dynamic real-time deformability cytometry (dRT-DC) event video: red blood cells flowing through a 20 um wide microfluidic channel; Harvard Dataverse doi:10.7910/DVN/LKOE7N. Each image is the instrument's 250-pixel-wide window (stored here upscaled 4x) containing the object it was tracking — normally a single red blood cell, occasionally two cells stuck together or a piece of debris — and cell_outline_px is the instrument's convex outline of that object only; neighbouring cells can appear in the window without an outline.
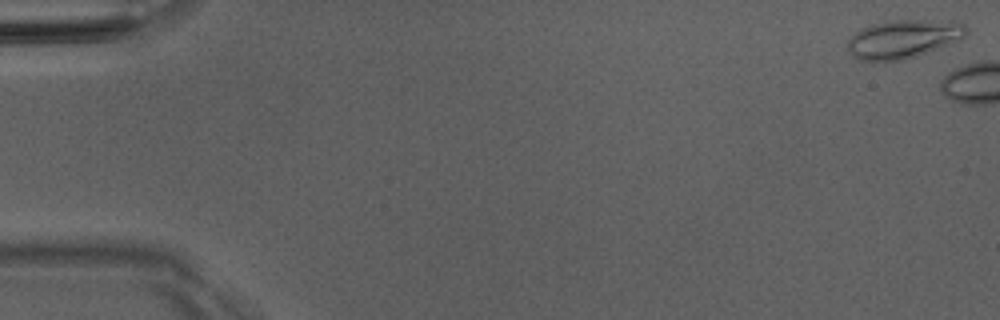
{"species": "Egyptian fruit bat (a non-hibernating species)", "species_latin": "Rousettus aegyptiacus", "temperature_condition": "room temperature", "stored_images_in_passage": 7, "camera_frame_rate_fps": 3000, "um_per_image_px": 0.085, "animal": {"sex": "male"}, "frame": {"image": 1, "passage_image": 1, "time_ms": 0.0, "image_size_px": [1000, 320], "cell_outline_px": [[968, 32], [960, 40], [916, 56], [904, 60], [860, 60], [852, 56], [848, 48], [848, 40], [856, 32], [872, 24], [892, 20], [924, 20], [964, 24], [968, 28]], "centroid_in_image_um": [76.77, 3.32], "position_along_channel_um": 8.2, "area_um2": 26.07}}